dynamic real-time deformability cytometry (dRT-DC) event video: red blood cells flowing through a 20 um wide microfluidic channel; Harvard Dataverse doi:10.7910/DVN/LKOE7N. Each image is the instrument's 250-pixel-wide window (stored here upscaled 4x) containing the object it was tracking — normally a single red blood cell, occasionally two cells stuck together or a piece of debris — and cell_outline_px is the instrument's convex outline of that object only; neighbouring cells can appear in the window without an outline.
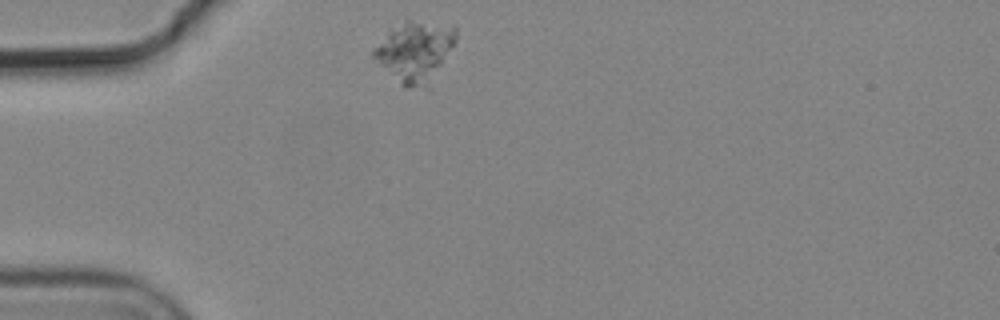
{"species": "common noctule bat (a hibernating species)", "species_latin": "Nyctalus noctula", "temperature_condition": "cold", "stored_images_in_passage": 1, "camera_frame_rate_fps": 3000, "um_per_image_px": 0.085, "animal": {"sex": "male", "body_mass_g": 19.2, "forearm_length_mm": 51.8}, "frame": {"image": 1, "passage_image": 1, "time_ms": 0.0, "image_size_px": [1000, 320], "cell_outline_px": [[456, 44], [428, 92], [408, 88], [400, 84], [372, 56], [372, 52], [392, 32], [408, 20], [412, 20], [456, 24]], "centroid_in_image_um": [35.43, 4.46], "position_along_channel_um": 49.6, "area_um2": 29.25}}